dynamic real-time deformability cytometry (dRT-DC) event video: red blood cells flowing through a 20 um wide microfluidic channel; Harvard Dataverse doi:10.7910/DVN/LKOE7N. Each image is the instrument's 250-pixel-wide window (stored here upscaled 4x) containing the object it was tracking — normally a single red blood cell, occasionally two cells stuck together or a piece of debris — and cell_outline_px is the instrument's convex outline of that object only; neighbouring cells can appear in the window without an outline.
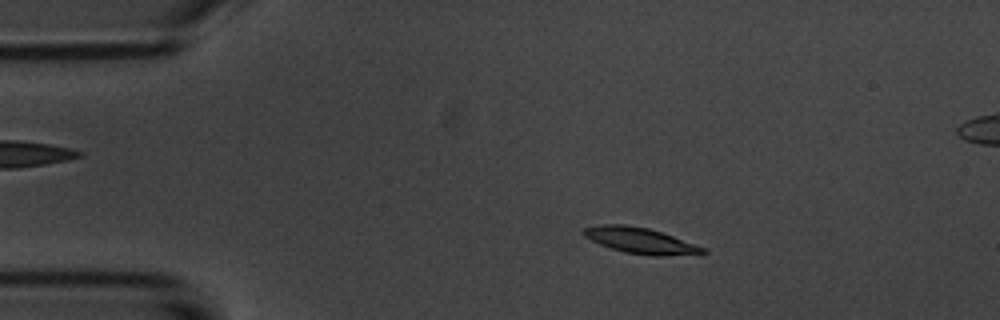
{"species": "common noctule bat (a hibernating species)", "species_latin": "Nyctalus noctula", "temperature_condition": "room temperature", "stored_images_in_passage": 8, "camera_frame_rate_fps": 3000, "um_per_image_px": 0.085, "animal": {"sex": "male", "body_mass_g": 20.1, "forearm_length_mm": 53.5}, "frame": {"image": 1, "passage_image": 2, "time_ms": 1.0, "image_size_px": [1000, 320], "cell_outline_px": [[708, 252], [700, 256], [652, 256], [624, 252], [600, 244], [584, 236], [580, 232], [584, 228], [600, 224], [624, 224], [648, 228], [672, 236], [704, 248]], "centroid_in_image_um": [54.48, 20.47], "position_along_channel_um": 30.5, "area_um2": 18.15}}
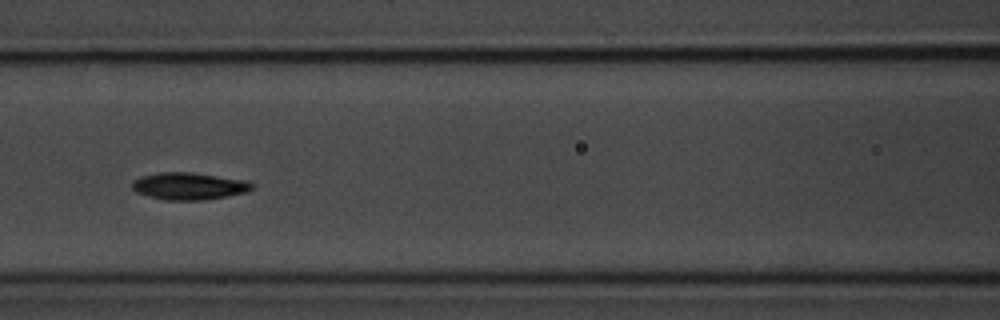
{"frame": {"image": 2, "passage_image": 6, "time_ms": 5.667, "image_size_px": [1000, 320], "cell_outline_px": [[256, 184], [248, 192], [228, 196], [204, 200], [164, 200], [148, 196], [136, 192], [132, 188], [132, 180], [140, 176], [160, 172], [192, 172], [248, 180]], "centroid_in_image_um": [16.09, 15.81], "position_along_channel_um": 150.5, "area_um2": 19.31}}
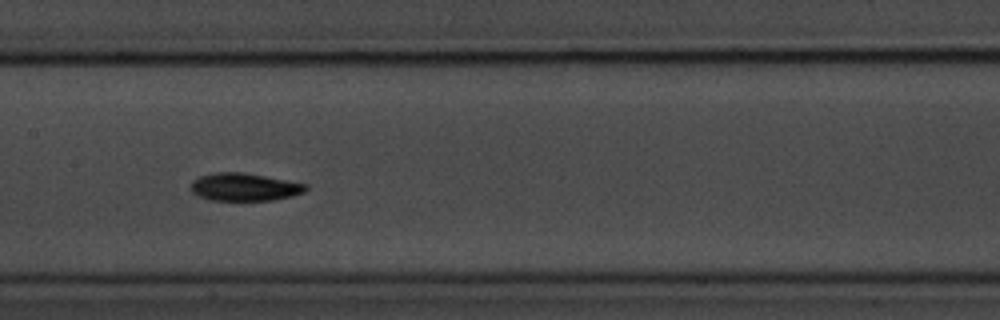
{"frame": {"image": 3, "passage_image": 7, "time_ms": 6.667, "image_size_px": [1000, 320], "cell_outline_px": [[308, 188], [304, 192], [292, 196], [272, 200], [208, 200], [196, 196], [192, 192], [192, 180], [200, 176], [216, 172], [244, 172], [308, 184]], "centroid_in_image_um": [20.77, 15.89], "position_along_channel_um": 186.6, "area_um2": 18.67}}